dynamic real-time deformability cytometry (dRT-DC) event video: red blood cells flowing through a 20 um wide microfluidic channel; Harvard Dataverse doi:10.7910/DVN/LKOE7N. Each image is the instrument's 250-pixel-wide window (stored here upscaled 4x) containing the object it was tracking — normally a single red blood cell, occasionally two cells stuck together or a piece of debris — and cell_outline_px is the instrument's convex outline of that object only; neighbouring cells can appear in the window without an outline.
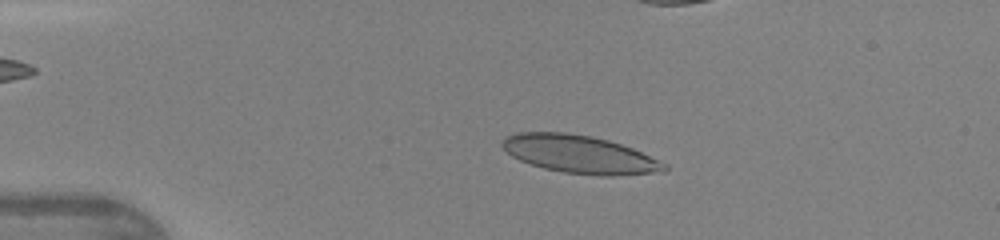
{"species": "human", "species_latin": "Homo sapiens", "temperature_condition": "warm", "stored_images_in_passage": 42, "camera_frame_rate_fps": 3000, "um_per_image_px": 0.085, "donor": {"sex": "female"}, "frame": {"image": 1, "passage_image": 7, "time_ms": 2.0, "image_size_px": [1000, 240], "cell_outline_px": [[668, 168], [664, 172], [612, 176], [600, 176], [564, 172], [544, 168], [520, 160], [512, 156], [500, 144], [504, 136], [520, 132], [564, 132], [592, 136], [608, 140], [632, 148], [668, 164]], "centroid_in_image_um": [49.29, 13.12], "position_along_channel_um": 35.7, "area_um2": 35.84}}
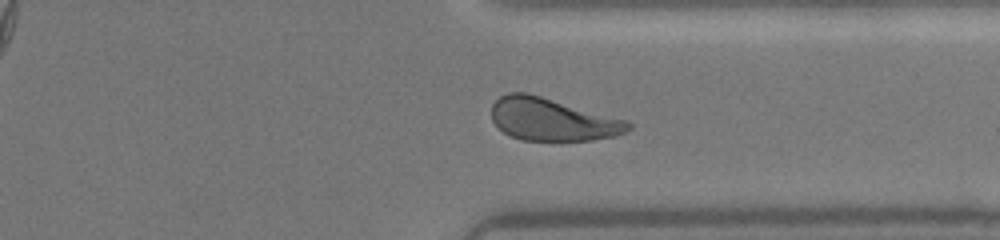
{"frame": {"image": 2, "passage_image": 32, "time_ms": 10.333, "image_size_px": [1000, 240], "cell_outline_px": [[632, 128], [616, 136], [592, 140], [520, 140], [504, 132], [492, 120], [492, 104], [500, 96], [508, 92], [528, 92], [628, 120], [632, 124]], "centroid_in_image_um": [46.96, 10.14], "position_along_channel_um": 364.4, "area_um2": 34.04}}
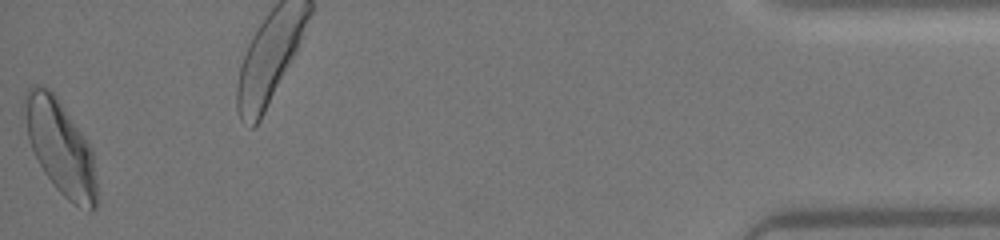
{"frame": {"image": 3, "passage_image": 42, "time_ms": 13.667, "image_size_px": [1000, 240], "cell_outline_px": [[96, 208], [92, 212], [88, 212], [72, 204], [56, 188], [44, 172], [32, 148], [28, 136], [20, 108], [24, 96], [28, 88], [32, 84], [36, 84], [48, 88], [56, 96], [92, 148], [96, 180]], "centroid_in_image_um": [5.1, 12.5], "position_along_channel_um": 430.1, "area_um2": 39.77}}